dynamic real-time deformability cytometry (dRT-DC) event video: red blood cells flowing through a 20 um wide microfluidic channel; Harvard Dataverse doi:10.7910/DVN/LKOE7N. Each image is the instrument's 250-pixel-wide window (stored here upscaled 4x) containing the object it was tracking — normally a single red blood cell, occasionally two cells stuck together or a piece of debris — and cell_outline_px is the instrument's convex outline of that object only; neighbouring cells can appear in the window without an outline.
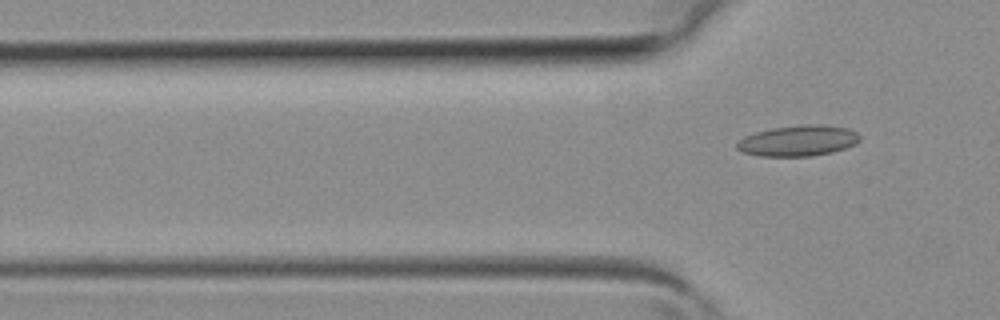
{"species": "common noctule bat (a hibernating species)", "species_latin": "Nyctalus noctula", "temperature_condition": "room temperature", "stored_images_in_passage": 2, "camera_frame_rate_fps": 3000, "um_per_image_px": 0.085, "animal": {"sex": "female", "body_mass_g": 19.3, "forearm_length_mm": 54.1}, "frame": {"image": 1, "passage_image": 2, "time_ms": 0.333, "image_size_px": [1000, 320], "cell_outline_px": [[860, 140], [856, 144], [832, 152], [808, 156], [760, 156], [744, 152], [736, 148], [736, 144], [744, 136], [756, 132], [772, 128], [804, 124], [824, 124], [848, 128], [856, 132], [860, 136]], "centroid_in_image_um": [67.86, 11.95], "position_along_channel_um": 57.9, "area_um2": 22.02}}